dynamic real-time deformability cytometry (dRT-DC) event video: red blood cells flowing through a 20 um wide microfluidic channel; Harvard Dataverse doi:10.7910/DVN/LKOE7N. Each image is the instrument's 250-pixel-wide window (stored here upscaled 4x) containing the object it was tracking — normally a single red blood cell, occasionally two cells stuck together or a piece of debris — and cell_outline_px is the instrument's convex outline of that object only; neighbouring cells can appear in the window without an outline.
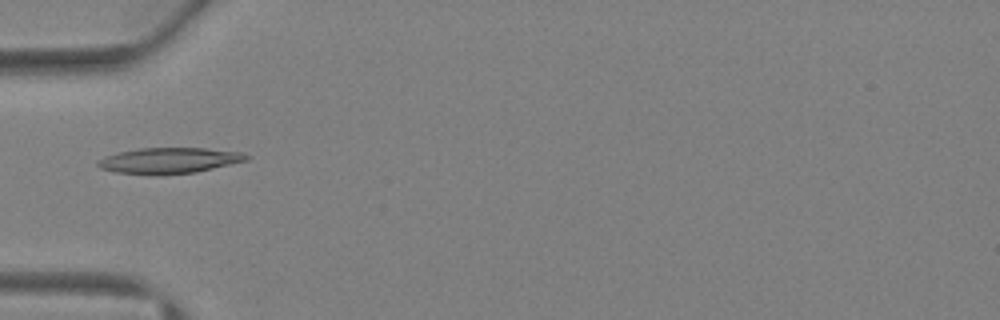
{"species": "Egyptian fruit bat (a non-hibernating species)", "species_latin": "Rousettus aegyptiacus", "temperature_condition": "warm", "stored_images_in_passage": 43, "camera_frame_rate_fps": 3000, "um_per_image_px": 0.085, "animal": {"sex": "female"}, "frame": {"image": 1, "passage_image": 15, "time_ms": 4.667, "image_size_px": [1000, 320], "cell_outline_px": [[252, 156], [248, 160], [196, 172], [156, 176], [116, 172], [100, 168], [96, 164], [96, 160], [104, 156], [116, 152], [140, 148], [204, 148], [244, 152]], "centroid_in_image_um": [14.36, 13.65], "position_along_channel_um": 70.6, "area_um2": 22.77}}
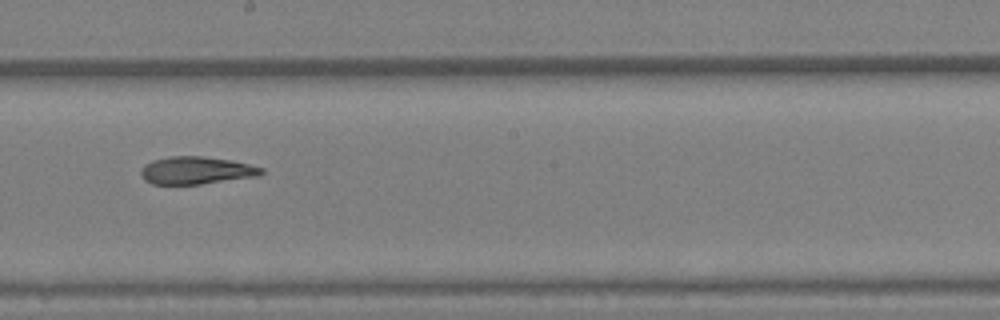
{"frame": {"image": 2, "passage_image": 25, "time_ms": 8.0, "image_size_px": [1000, 320], "cell_outline_px": [[264, 172], [260, 176], [200, 184], [152, 184], [144, 180], [140, 172], [140, 168], [144, 164], [152, 160], [168, 156], [204, 156], [232, 160], [264, 168]], "centroid_in_image_um": [16.67, 14.48], "position_along_channel_um": 231.5, "area_um2": 19.59}}
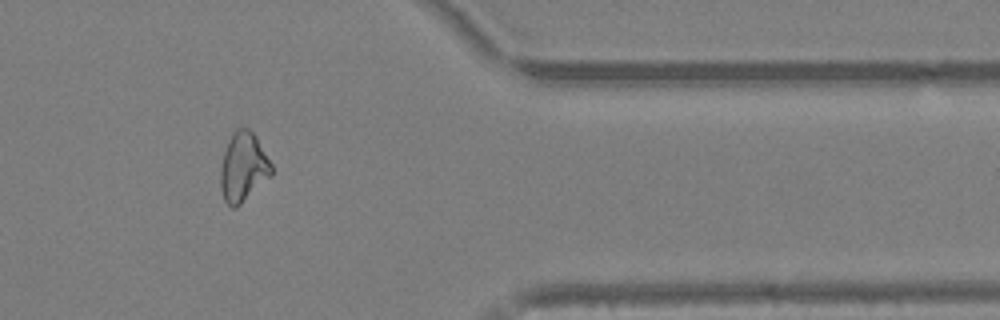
{"frame": {"image": 3, "passage_image": 36, "time_ms": 11.667, "image_size_px": [1000, 320], "cell_outline_px": [[272, 176], [236, 208], [232, 208], [224, 200], [220, 188], [220, 168], [224, 152], [228, 140], [232, 132], [236, 128], [248, 128], [256, 136], [272, 164]], "centroid_in_image_um": [20.67, 14.21], "position_along_channel_um": 390.7, "area_um2": 20.75}, "authors_computed_cell_mechanics": {"area_um2": 21.0392, "velocity_mm_per_s": 4.8367, "shape_relaxation_time_tau1_ms": 5.2378, "shape_relaxation_time_tau2_ms": 3.4017, "deformation_change_tau1": 0.1847, "deformation_change_tau2": 0.131}}